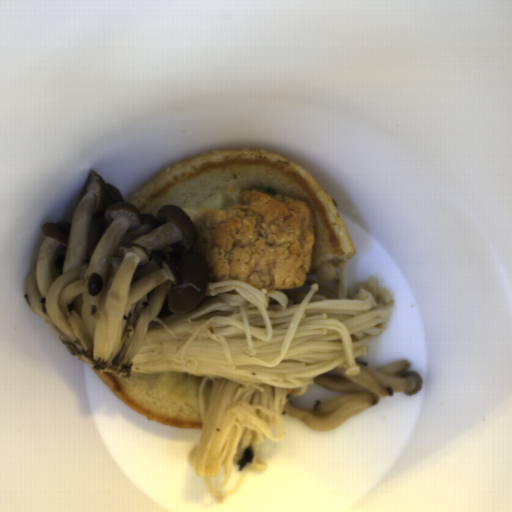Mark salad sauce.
<instances>
[{"instance_id": "obj_1", "label": "salad sauce", "mask_w": 512, "mask_h": 512, "mask_svg": "<svg viewBox=\"0 0 512 512\" xmlns=\"http://www.w3.org/2000/svg\"><path fill=\"white\" fill-rule=\"evenodd\" d=\"M240 190L231 193L222 191L215 192L205 196L201 200L186 207H181L182 210L188 215L196 211H210L213 209H226L237 203L241 197Z\"/></svg>"}]
</instances>
